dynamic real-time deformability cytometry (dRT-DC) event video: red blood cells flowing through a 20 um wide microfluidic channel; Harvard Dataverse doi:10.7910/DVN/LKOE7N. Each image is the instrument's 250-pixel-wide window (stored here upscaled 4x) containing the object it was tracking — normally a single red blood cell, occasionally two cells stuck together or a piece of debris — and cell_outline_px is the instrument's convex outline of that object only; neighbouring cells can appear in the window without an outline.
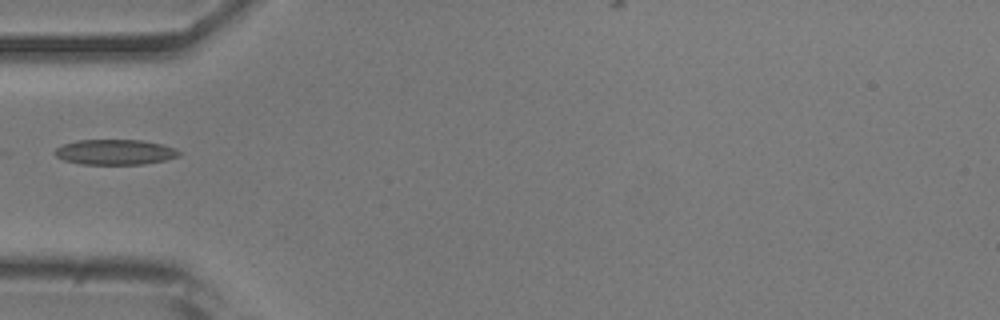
{"species": "common noctule bat (a hibernating species)", "species_latin": "Nyctalus noctula", "temperature_condition": "room temperature", "stored_images_in_passage": 32, "camera_frame_rate_fps": 3000, "um_per_image_px": 0.085, "animal": {"sex": "male", "body_mass_g": 20.5, "forearm_length_mm": 52.5}, "frame": {"image": 1, "passage_image": 1, "time_ms": 0.0, "image_size_px": [1000, 320], "cell_outline_px": [[180, 156], [164, 160], [144, 164], [80, 164], [64, 160], [56, 156], [56, 148], [64, 144], [76, 140], [144, 140], [164, 144], [176, 148], [180, 152]], "centroid_in_image_um": [9.82, 12.92], "position_along_channel_um": 75.2, "area_um2": 18.32}}
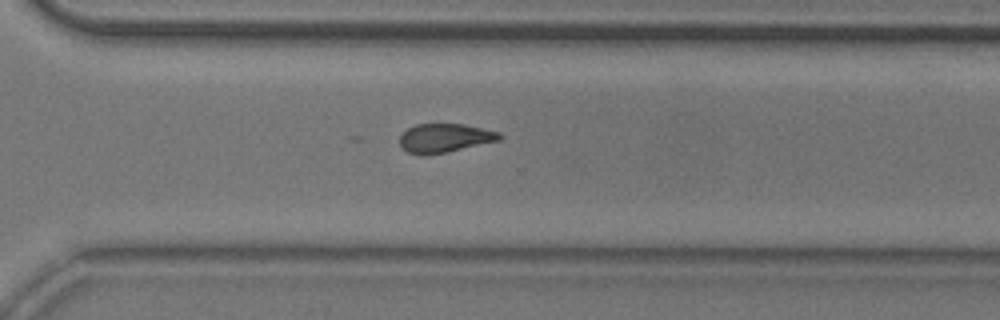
{"frame": {"image": 2, "passage_image": 21, "time_ms": 6.667, "image_size_px": [1000, 320], "cell_outline_px": [[504, 136], [500, 140], [444, 152], [420, 156], [408, 152], [400, 144], [400, 136], [408, 128], [416, 124], [464, 124], [484, 128], [500, 132]], "centroid_in_image_um": [37.82, 11.72], "position_along_channel_um": 332.8, "area_um2": 16.65}}
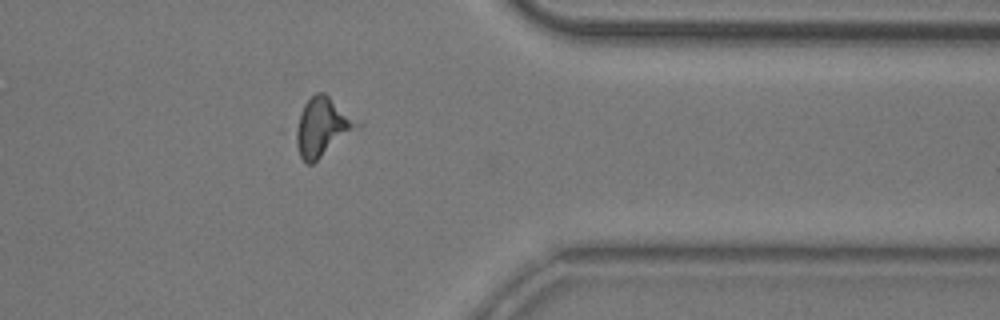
{"frame": {"image": 3, "passage_image": 26, "time_ms": 8.333, "image_size_px": [1000, 320], "cell_outline_px": [[360, 128], [312, 164], [308, 164], [300, 156], [296, 144], [296, 132], [300, 112], [304, 104], [316, 92], [324, 92], [360, 124]], "centroid_in_image_um": [27.4, 10.81], "position_along_channel_um": 384.0, "area_um2": 20.4}}